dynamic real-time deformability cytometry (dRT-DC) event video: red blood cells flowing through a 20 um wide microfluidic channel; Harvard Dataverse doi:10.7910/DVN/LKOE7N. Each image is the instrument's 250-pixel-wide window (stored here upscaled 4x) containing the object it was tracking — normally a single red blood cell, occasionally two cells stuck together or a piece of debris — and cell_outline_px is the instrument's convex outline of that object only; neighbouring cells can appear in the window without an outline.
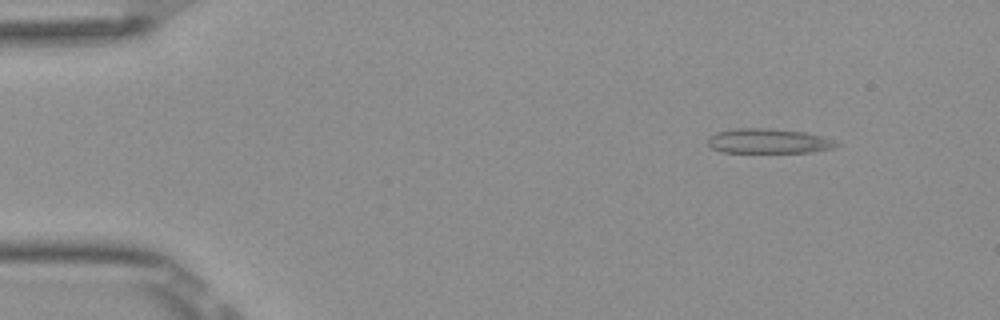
{"species": "Egyptian fruit bat (a non-hibernating species)", "species_latin": "Rousettus aegyptiacus", "temperature_condition": "room temperature", "stored_images_in_passage": 47, "camera_frame_rate_fps": 3000, "um_per_image_px": 0.085, "frame": {"image": 1, "passage_image": 1, "time_ms": 0.0, "image_size_px": [1000, 320], "cell_outline_px": [[844, 144], [832, 148], [812, 152], [720, 152], [712, 148], [708, 144], [708, 136], [716, 132], [732, 128], [768, 128], [808, 132]], "centroid_in_image_um": [65.31, 11.98], "position_along_channel_um": 19.7, "area_um2": 18.73}}
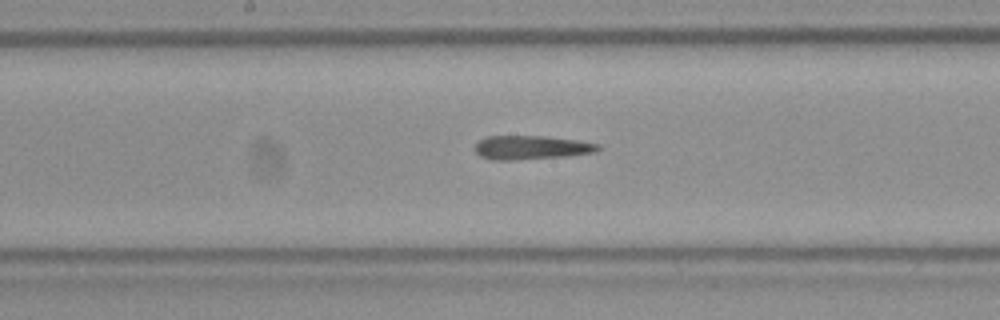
{"frame": {"image": 2, "passage_image": 22, "time_ms": 7.0, "image_size_px": [1000, 320], "cell_outline_px": [[600, 148], [596, 152], [568, 156], [512, 160], [492, 160], [480, 156], [472, 148], [480, 140], [488, 136], [544, 136], [576, 140], [600, 144]], "centroid_in_image_um": [45.14, 12.54], "position_along_channel_um": 203.1, "area_um2": 17.17}}
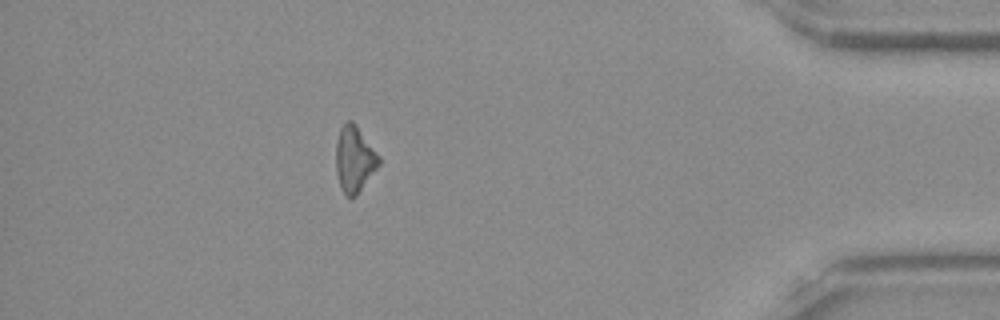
{"frame": {"image": 3, "passage_image": 41, "time_ms": 13.333, "image_size_px": [1000, 320], "cell_outline_px": [[380, 164], [356, 196], [344, 196], [340, 188], [336, 172], [336, 144], [340, 128], [348, 120], [352, 120], [356, 124], [380, 156]], "centroid_in_image_um": [30.12, 13.53], "position_along_channel_um": 405.1, "area_um2": 16.59}}